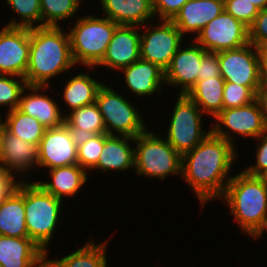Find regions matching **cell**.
<instances>
[{
	"label": "cell",
	"mask_w": 267,
	"mask_h": 267,
	"mask_svg": "<svg viewBox=\"0 0 267 267\" xmlns=\"http://www.w3.org/2000/svg\"><path fill=\"white\" fill-rule=\"evenodd\" d=\"M81 0H40L42 27H60L58 21L71 18Z\"/></svg>",
	"instance_id": "31"
},
{
	"label": "cell",
	"mask_w": 267,
	"mask_h": 267,
	"mask_svg": "<svg viewBox=\"0 0 267 267\" xmlns=\"http://www.w3.org/2000/svg\"><path fill=\"white\" fill-rule=\"evenodd\" d=\"M104 146V134L78 138L77 163L85 171L93 169L99 160Z\"/></svg>",
	"instance_id": "33"
},
{
	"label": "cell",
	"mask_w": 267,
	"mask_h": 267,
	"mask_svg": "<svg viewBox=\"0 0 267 267\" xmlns=\"http://www.w3.org/2000/svg\"><path fill=\"white\" fill-rule=\"evenodd\" d=\"M262 183L267 187V170L263 171L259 176H258Z\"/></svg>",
	"instance_id": "46"
},
{
	"label": "cell",
	"mask_w": 267,
	"mask_h": 267,
	"mask_svg": "<svg viewBox=\"0 0 267 267\" xmlns=\"http://www.w3.org/2000/svg\"><path fill=\"white\" fill-rule=\"evenodd\" d=\"M224 10V0H189L172 20L184 36L201 30Z\"/></svg>",
	"instance_id": "19"
},
{
	"label": "cell",
	"mask_w": 267,
	"mask_h": 267,
	"mask_svg": "<svg viewBox=\"0 0 267 267\" xmlns=\"http://www.w3.org/2000/svg\"><path fill=\"white\" fill-rule=\"evenodd\" d=\"M0 235L28 237L25 221L24 182H19L9 196L0 203Z\"/></svg>",
	"instance_id": "23"
},
{
	"label": "cell",
	"mask_w": 267,
	"mask_h": 267,
	"mask_svg": "<svg viewBox=\"0 0 267 267\" xmlns=\"http://www.w3.org/2000/svg\"><path fill=\"white\" fill-rule=\"evenodd\" d=\"M261 82L263 90H267V47L259 49Z\"/></svg>",
	"instance_id": "42"
},
{
	"label": "cell",
	"mask_w": 267,
	"mask_h": 267,
	"mask_svg": "<svg viewBox=\"0 0 267 267\" xmlns=\"http://www.w3.org/2000/svg\"><path fill=\"white\" fill-rule=\"evenodd\" d=\"M14 77L0 74V105L9 106V111L18 108L21 93L27 86L24 78L18 77L19 81Z\"/></svg>",
	"instance_id": "34"
},
{
	"label": "cell",
	"mask_w": 267,
	"mask_h": 267,
	"mask_svg": "<svg viewBox=\"0 0 267 267\" xmlns=\"http://www.w3.org/2000/svg\"><path fill=\"white\" fill-rule=\"evenodd\" d=\"M258 95L248 86L225 82L223 88V109L245 106L255 101Z\"/></svg>",
	"instance_id": "35"
},
{
	"label": "cell",
	"mask_w": 267,
	"mask_h": 267,
	"mask_svg": "<svg viewBox=\"0 0 267 267\" xmlns=\"http://www.w3.org/2000/svg\"><path fill=\"white\" fill-rule=\"evenodd\" d=\"M119 25L109 18L85 16L70 29L71 54L75 65L78 63L88 68L97 66L102 60L115 29Z\"/></svg>",
	"instance_id": "4"
},
{
	"label": "cell",
	"mask_w": 267,
	"mask_h": 267,
	"mask_svg": "<svg viewBox=\"0 0 267 267\" xmlns=\"http://www.w3.org/2000/svg\"><path fill=\"white\" fill-rule=\"evenodd\" d=\"M221 198L243 232L254 237L267 217V187L261 179L243 171L231 177Z\"/></svg>",
	"instance_id": "3"
},
{
	"label": "cell",
	"mask_w": 267,
	"mask_h": 267,
	"mask_svg": "<svg viewBox=\"0 0 267 267\" xmlns=\"http://www.w3.org/2000/svg\"><path fill=\"white\" fill-rule=\"evenodd\" d=\"M202 114L192 99L186 94H179L166 138L179 154L191 151L211 132L202 129Z\"/></svg>",
	"instance_id": "8"
},
{
	"label": "cell",
	"mask_w": 267,
	"mask_h": 267,
	"mask_svg": "<svg viewBox=\"0 0 267 267\" xmlns=\"http://www.w3.org/2000/svg\"><path fill=\"white\" fill-rule=\"evenodd\" d=\"M29 49V28L4 27L0 31V74L24 78Z\"/></svg>",
	"instance_id": "14"
},
{
	"label": "cell",
	"mask_w": 267,
	"mask_h": 267,
	"mask_svg": "<svg viewBox=\"0 0 267 267\" xmlns=\"http://www.w3.org/2000/svg\"><path fill=\"white\" fill-rule=\"evenodd\" d=\"M2 149V170L13 175V172L29 170L37 166L39 162V146L21 140L19 137L9 133L4 127L0 132ZM18 170V171H17Z\"/></svg>",
	"instance_id": "18"
},
{
	"label": "cell",
	"mask_w": 267,
	"mask_h": 267,
	"mask_svg": "<svg viewBox=\"0 0 267 267\" xmlns=\"http://www.w3.org/2000/svg\"><path fill=\"white\" fill-rule=\"evenodd\" d=\"M95 103L102 115L106 134L115 135L113 132L117 131L119 136L135 138L146 131L139 111L104 83L97 92Z\"/></svg>",
	"instance_id": "7"
},
{
	"label": "cell",
	"mask_w": 267,
	"mask_h": 267,
	"mask_svg": "<svg viewBox=\"0 0 267 267\" xmlns=\"http://www.w3.org/2000/svg\"><path fill=\"white\" fill-rule=\"evenodd\" d=\"M36 92L35 94L22 95L25 90ZM47 89L48 86L27 85L21 93L18 109L36 118L46 128L59 127L65 123V116L59 111L60 107L48 95L40 94V89Z\"/></svg>",
	"instance_id": "20"
},
{
	"label": "cell",
	"mask_w": 267,
	"mask_h": 267,
	"mask_svg": "<svg viewBox=\"0 0 267 267\" xmlns=\"http://www.w3.org/2000/svg\"><path fill=\"white\" fill-rule=\"evenodd\" d=\"M219 68L225 82L248 86L257 95L263 90L259 49L253 44L219 52Z\"/></svg>",
	"instance_id": "9"
},
{
	"label": "cell",
	"mask_w": 267,
	"mask_h": 267,
	"mask_svg": "<svg viewBox=\"0 0 267 267\" xmlns=\"http://www.w3.org/2000/svg\"><path fill=\"white\" fill-rule=\"evenodd\" d=\"M75 66L69 34L61 27L30 29L29 62L25 82L29 86H50L51 77Z\"/></svg>",
	"instance_id": "2"
},
{
	"label": "cell",
	"mask_w": 267,
	"mask_h": 267,
	"mask_svg": "<svg viewBox=\"0 0 267 267\" xmlns=\"http://www.w3.org/2000/svg\"><path fill=\"white\" fill-rule=\"evenodd\" d=\"M107 242L96 245L87 241L77 251L58 260H46V267H107L105 249Z\"/></svg>",
	"instance_id": "28"
},
{
	"label": "cell",
	"mask_w": 267,
	"mask_h": 267,
	"mask_svg": "<svg viewBox=\"0 0 267 267\" xmlns=\"http://www.w3.org/2000/svg\"><path fill=\"white\" fill-rule=\"evenodd\" d=\"M134 167L139 175L165 179L169 174L182 175V155L167 140L147 130L134 138Z\"/></svg>",
	"instance_id": "6"
},
{
	"label": "cell",
	"mask_w": 267,
	"mask_h": 267,
	"mask_svg": "<svg viewBox=\"0 0 267 267\" xmlns=\"http://www.w3.org/2000/svg\"><path fill=\"white\" fill-rule=\"evenodd\" d=\"M46 253L29 237L0 235V264L2 267H46Z\"/></svg>",
	"instance_id": "17"
},
{
	"label": "cell",
	"mask_w": 267,
	"mask_h": 267,
	"mask_svg": "<svg viewBox=\"0 0 267 267\" xmlns=\"http://www.w3.org/2000/svg\"><path fill=\"white\" fill-rule=\"evenodd\" d=\"M3 127L26 142L39 145L46 127L36 118L21 112L18 108L7 113Z\"/></svg>",
	"instance_id": "30"
},
{
	"label": "cell",
	"mask_w": 267,
	"mask_h": 267,
	"mask_svg": "<svg viewBox=\"0 0 267 267\" xmlns=\"http://www.w3.org/2000/svg\"><path fill=\"white\" fill-rule=\"evenodd\" d=\"M2 119H1V115H0V132H1V129H2V127H3V122L1 121Z\"/></svg>",
	"instance_id": "48"
},
{
	"label": "cell",
	"mask_w": 267,
	"mask_h": 267,
	"mask_svg": "<svg viewBox=\"0 0 267 267\" xmlns=\"http://www.w3.org/2000/svg\"><path fill=\"white\" fill-rule=\"evenodd\" d=\"M0 170H2V149H1V139H0Z\"/></svg>",
	"instance_id": "47"
},
{
	"label": "cell",
	"mask_w": 267,
	"mask_h": 267,
	"mask_svg": "<svg viewBox=\"0 0 267 267\" xmlns=\"http://www.w3.org/2000/svg\"><path fill=\"white\" fill-rule=\"evenodd\" d=\"M236 154L234 143L211 131L196 147L182 155L181 177L193 188L201 205L223 196Z\"/></svg>",
	"instance_id": "1"
},
{
	"label": "cell",
	"mask_w": 267,
	"mask_h": 267,
	"mask_svg": "<svg viewBox=\"0 0 267 267\" xmlns=\"http://www.w3.org/2000/svg\"><path fill=\"white\" fill-rule=\"evenodd\" d=\"M215 120L216 123L210 127L211 131L231 143L234 142L232 136L222 129V125L226 127L225 129L234 131L243 137L258 138L265 134L263 108L258 98L245 106L223 109Z\"/></svg>",
	"instance_id": "12"
},
{
	"label": "cell",
	"mask_w": 267,
	"mask_h": 267,
	"mask_svg": "<svg viewBox=\"0 0 267 267\" xmlns=\"http://www.w3.org/2000/svg\"><path fill=\"white\" fill-rule=\"evenodd\" d=\"M222 77L219 68V52H206L200 62V70L197 73V80Z\"/></svg>",
	"instance_id": "38"
},
{
	"label": "cell",
	"mask_w": 267,
	"mask_h": 267,
	"mask_svg": "<svg viewBox=\"0 0 267 267\" xmlns=\"http://www.w3.org/2000/svg\"><path fill=\"white\" fill-rule=\"evenodd\" d=\"M103 12L118 25L141 26L153 18L152 0H101Z\"/></svg>",
	"instance_id": "21"
},
{
	"label": "cell",
	"mask_w": 267,
	"mask_h": 267,
	"mask_svg": "<svg viewBox=\"0 0 267 267\" xmlns=\"http://www.w3.org/2000/svg\"><path fill=\"white\" fill-rule=\"evenodd\" d=\"M160 25L140 34V58L166 70L181 46L183 35L172 20H161Z\"/></svg>",
	"instance_id": "11"
},
{
	"label": "cell",
	"mask_w": 267,
	"mask_h": 267,
	"mask_svg": "<svg viewBox=\"0 0 267 267\" xmlns=\"http://www.w3.org/2000/svg\"><path fill=\"white\" fill-rule=\"evenodd\" d=\"M65 124L77 138L106 133L102 115L96 103L72 110L65 116Z\"/></svg>",
	"instance_id": "27"
},
{
	"label": "cell",
	"mask_w": 267,
	"mask_h": 267,
	"mask_svg": "<svg viewBox=\"0 0 267 267\" xmlns=\"http://www.w3.org/2000/svg\"><path fill=\"white\" fill-rule=\"evenodd\" d=\"M249 43L258 49L267 47V8L259 10L253 24L249 27Z\"/></svg>",
	"instance_id": "37"
},
{
	"label": "cell",
	"mask_w": 267,
	"mask_h": 267,
	"mask_svg": "<svg viewBox=\"0 0 267 267\" xmlns=\"http://www.w3.org/2000/svg\"><path fill=\"white\" fill-rule=\"evenodd\" d=\"M189 0H152L154 14L161 20H173L182 6Z\"/></svg>",
	"instance_id": "39"
},
{
	"label": "cell",
	"mask_w": 267,
	"mask_h": 267,
	"mask_svg": "<svg viewBox=\"0 0 267 267\" xmlns=\"http://www.w3.org/2000/svg\"><path fill=\"white\" fill-rule=\"evenodd\" d=\"M195 38L206 51L218 53L249 44V28L223 10Z\"/></svg>",
	"instance_id": "10"
},
{
	"label": "cell",
	"mask_w": 267,
	"mask_h": 267,
	"mask_svg": "<svg viewBox=\"0 0 267 267\" xmlns=\"http://www.w3.org/2000/svg\"><path fill=\"white\" fill-rule=\"evenodd\" d=\"M51 183L36 182L44 191L62 200L74 196L87 180V172L78 164L50 169Z\"/></svg>",
	"instance_id": "25"
},
{
	"label": "cell",
	"mask_w": 267,
	"mask_h": 267,
	"mask_svg": "<svg viewBox=\"0 0 267 267\" xmlns=\"http://www.w3.org/2000/svg\"><path fill=\"white\" fill-rule=\"evenodd\" d=\"M77 142L78 138L65 123L46 128L38 145V166L53 169L78 164Z\"/></svg>",
	"instance_id": "13"
},
{
	"label": "cell",
	"mask_w": 267,
	"mask_h": 267,
	"mask_svg": "<svg viewBox=\"0 0 267 267\" xmlns=\"http://www.w3.org/2000/svg\"><path fill=\"white\" fill-rule=\"evenodd\" d=\"M224 10L248 28L259 13V9L247 0H224Z\"/></svg>",
	"instance_id": "36"
},
{
	"label": "cell",
	"mask_w": 267,
	"mask_h": 267,
	"mask_svg": "<svg viewBox=\"0 0 267 267\" xmlns=\"http://www.w3.org/2000/svg\"><path fill=\"white\" fill-rule=\"evenodd\" d=\"M138 26L119 25L108 48L97 65L121 70L140 59V34Z\"/></svg>",
	"instance_id": "16"
},
{
	"label": "cell",
	"mask_w": 267,
	"mask_h": 267,
	"mask_svg": "<svg viewBox=\"0 0 267 267\" xmlns=\"http://www.w3.org/2000/svg\"><path fill=\"white\" fill-rule=\"evenodd\" d=\"M263 231H267V217L265 219V222L262 226V228L259 230V232L253 237L254 239L257 237H262V234L264 233Z\"/></svg>",
	"instance_id": "45"
},
{
	"label": "cell",
	"mask_w": 267,
	"mask_h": 267,
	"mask_svg": "<svg viewBox=\"0 0 267 267\" xmlns=\"http://www.w3.org/2000/svg\"><path fill=\"white\" fill-rule=\"evenodd\" d=\"M248 2L253 3L259 10L267 8V0H247Z\"/></svg>",
	"instance_id": "44"
},
{
	"label": "cell",
	"mask_w": 267,
	"mask_h": 267,
	"mask_svg": "<svg viewBox=\"0 0 267 267\" xmlns=\"http://www.w3.org/2000/svg\"><path fill=\"white\" fill-rule=\"evenodd\" d=\"M130 140L134 141V138L104 133V146L93 170L99 168L108 173L109 170L123 171L134 167V149L129 146Z\"/></svg>",
	"instance_id": "24"
},
{
	"label": "cell",
	"mask_w": 267,
	"mask_h": 267,
	"mask_svg": "<svg viewBox=\"0 0 267 267\" xmlns=\"http://www.w3.org/2000/svg\"><path fill=\"white\" fill-rule=\"evenodd\" d=\"M102 85L103 83L97 82L89 74H79L70 79L63 91V98L70 111L95 103L97 92Z\"/></svg>",
	"instance_id": "29"
},
{
	"label": "cell",
	"mask_w": 267,
	"mask_h": 267,
	"mask_svg": "<svg viewBox=\"0 0 267 267\" xmlns=\"http://www.w3.org/2000/svg\"><path fill=\"white\" fill-rule=\"evenodd\" d=\"M16 181L13 175L0 170V203L16 188Z\"/></svg>",
	"instance_id": "41"
},
{
	"label": "cell",
	"mask_w": 267,
	"mask_h": 267,
	"mask_svg": "<svg viewBox=\"0 0 267 267\" xmlns=\"http://www.w3.org/2000/svg\"><path fill=\"white\" fill-rule=\"evenodd\" d=\"M128 89L139 96L160 92V85L165 83V71L158 65L139 59L122 68Z\"/></svg>",
	"instance_id": "22"
},
{
	"label": "cell",
	"mask_w": 267,
	"mask_h": 267,
	"mask_svg": "<svg viewBox=\"0 0 267 267\" xmlns=\"http://www.w3.org/2000/svg\"><path fill=\"white\" fill-rule=\"evenodd\" d=\"M257 140L260 142L256 152V164L244 170L252 176H259L263 171L267 170V134L259 136Z\"/></svg>",
	"instance_id": "40"
},
{
	"label": "cell",
	"mask_w": 267,
	"mask_h": 267,
	"mask_svg": "<svg viewBox=\"0 0 267 267\" xmlns=\"http://www.w3.org/2000/svg\"><path fill=\"white\" fill-rule=\"evenodd\" d=\"M14 12L21 17L20 22L14 18L7 27L34 28L42 27L40 0H6ZM22 20V21H21ZM40 24L34 26L33 23Z\"/></svg>",
	"instance_id": "32"
},
{
	"label": "cell",
	"mask_w": 267,
	"mask_h": 267,
	"mask_svg": "<svg viewBox=\"0 0 267 267\" xmlns=\"http://www.w3.org/2000/svg\"><path fill=\"white\" fill-rule=\"evenodd\" d=\"M206 52L197 42H192L191 46L183 50L179 47L165 70V83L171 86L180 85V94H187L197 83L200 62Z\"/></svg>",
	"instance_id": "15"
},
{
	"label": "cell",
	"mask_w": 267,
	"mask_h": 267,
	"mask_svg": "<svg viewBox=\"0 0 267 267\" xmlns=\"http://www.w3.org/2000/svg\"><path fill=\"white\" fill-rule=\"evenodd\" d=\"M258 99L263 108L264 129L265 134H267V90H262L258 95Z\"/></svg>",
	"instance_id": "43"
},
{
	"label": "cell",
	"mask_w": 267,
	"mask_h": 267,
	"mask_svg": "<svg viewBox=\"0 0 267 267\" xmlns=\"http://www.w3.org/2000/svg\"><path fill=\"white\" fill-rule=\"evenodd\" d=\"M225 80L222 77L197 80V83L186 94L204 113L215 118L223 110V88Z\"/></svg>",
	"instance_id": "26"
},
{
	"label": "cell",
	"mask_w": 267,
	"mask_h": 267,
	"mask_svg": "<svg viewBox=\"0 0 267 267\" xmlns=\"http://www.w3.org/2000/svg\"><path fill=\"white\" fill-rule=\"evenodd\" d=\"M62 200L44 191L36 181L24 182L25 221L28 237L47 256V246L59 220Z\"/></svg>",
	"instance_id": "5"
}]
</instances>
